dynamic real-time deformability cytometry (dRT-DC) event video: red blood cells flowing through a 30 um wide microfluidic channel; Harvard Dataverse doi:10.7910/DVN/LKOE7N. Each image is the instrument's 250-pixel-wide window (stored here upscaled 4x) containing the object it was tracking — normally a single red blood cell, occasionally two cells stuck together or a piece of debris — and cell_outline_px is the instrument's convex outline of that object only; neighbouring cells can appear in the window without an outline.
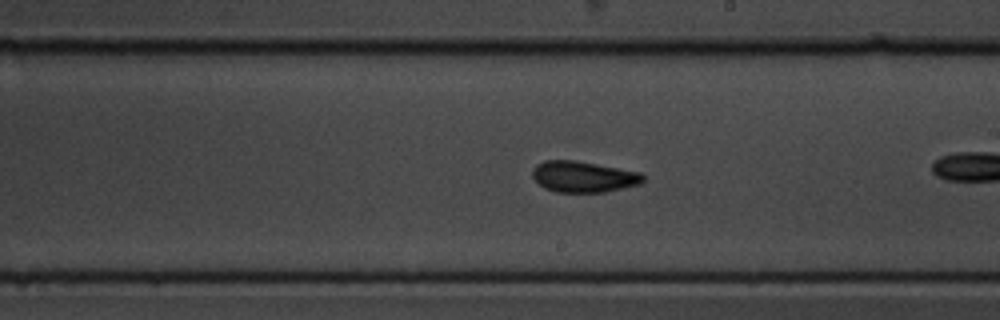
{"species": "common noctule bat (a hibernating species)", "species_latin": "Nyctalus noctula", "temperature_condition": "cold", "stored_images_in_passage": 46, "camera_frame_rate_fps": 3000, "um_per_image_px": 0.085, "animal": {"sex": "male", "body_mass_g": 19.5, "forearm_length_mm": 54.6}, "frame": {"image": 1, "passage_image": 33, "time_ms": 10.667, "image_size_px": [1000, 320], "cell_outline_px": [[644, 180], [640, 184], [604, 192], [556, 192], [544, 188], [532, 176], [532, 168], [536, 164], [544, 160], [576, 160], [640, 172], [644, 176]], "centroid_in_image_um": [49.57, 15.01], "position_along_channel_um": 239.4, "area_um2": 20.06}}
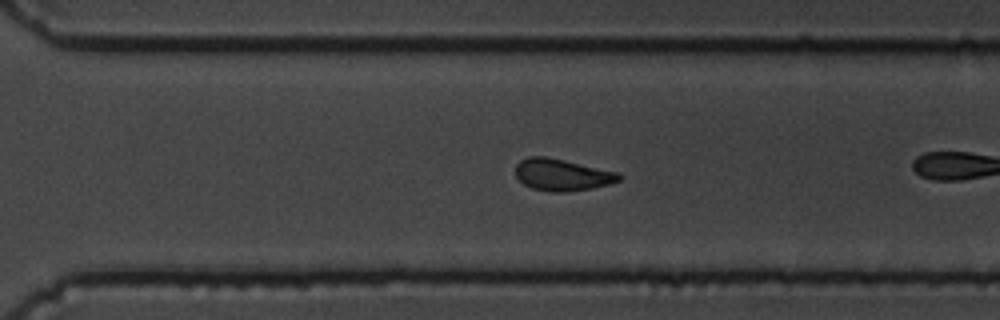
{"frame": {"image": 2, "passage_image": 40, "time_ms": 13.0, "image_size_px": [1000, 320], "cell_outline_px": [[624, 176], [620, 180], [608, 184], [592, 188], [564, 192], [552, 192], [532, 188], [524, 184], [516, 176], [516, 164], [520, 160], [528, 156], [548, 156], [620, 172]], "centroid_in_image_um": [47.8, 14.84], "position_along_channel_um": 322.8, "area_um2": 19.42}}